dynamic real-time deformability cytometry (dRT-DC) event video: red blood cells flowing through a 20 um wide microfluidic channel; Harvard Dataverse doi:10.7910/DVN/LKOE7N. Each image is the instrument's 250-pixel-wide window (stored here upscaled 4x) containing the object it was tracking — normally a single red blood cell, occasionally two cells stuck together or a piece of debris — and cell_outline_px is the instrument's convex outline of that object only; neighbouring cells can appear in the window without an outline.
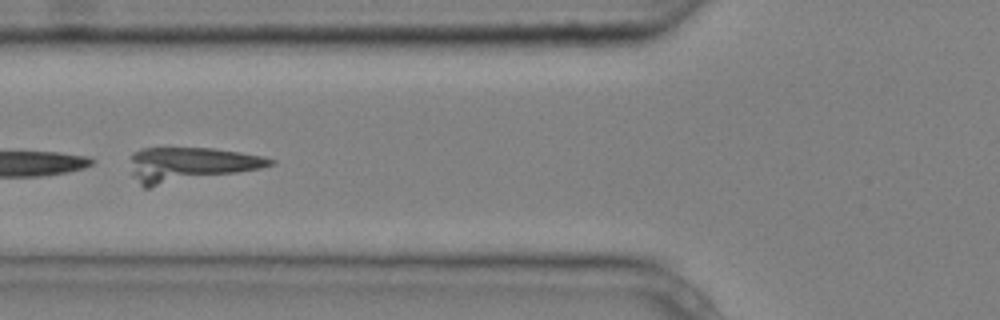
{"species": "common noctule bat (a hibernating species)", "species_latin": "Nyctalus noctula", "temperature_condition": "cold", "stored_images_in_passage": 9, "camera_frame_rate_fps": 3000, "um_per_image_px": 0.085, "animal": {"sex": "male", "body_mass_g": 20.4}, "frame": {"image": 1, "passage_image": 6, "time_ms": 1.667, "image_size_px": [1000, 320], "cell_outline_px": [[276, 164], [260, 168], [148, 188], [144, 188], [132, 176], [132, 152], [144, 148], [212, 148], [240, 152], [264, 156], [276, 160]], "centroid_in_image_um": [16.16, 13.98], "position_along_channel_um": 109.6, "area_um2": 27.98}}